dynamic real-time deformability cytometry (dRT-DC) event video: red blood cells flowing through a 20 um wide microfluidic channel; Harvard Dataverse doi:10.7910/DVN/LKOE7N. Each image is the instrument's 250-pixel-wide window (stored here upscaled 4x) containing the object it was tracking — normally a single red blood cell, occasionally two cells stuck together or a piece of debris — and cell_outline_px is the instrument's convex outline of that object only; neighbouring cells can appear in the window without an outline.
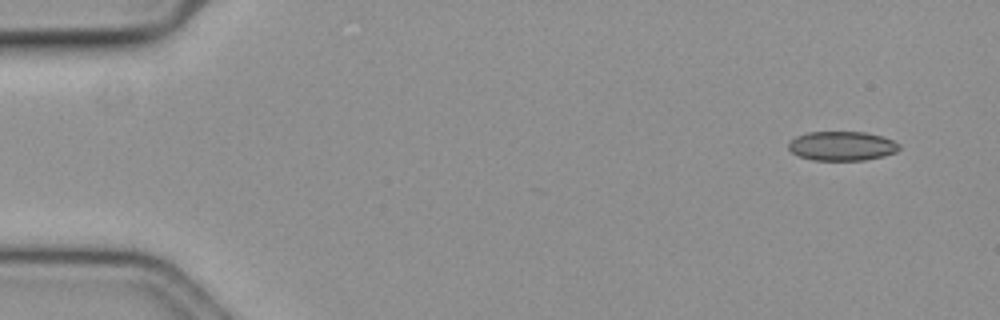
{"species": "common noctule bat (a hibernating species)", "species_latin": "Nyctalus noctula", "temperature_condition": "cold", "stored_images_in_passage": 52, "camera_frame_rate_fps": 3000, "um_per_image_px": 0.085, "animal": {"sex": "female", "body_mass_g": 19.3, "forearm_length_mm": 54.1}, "frame": {"image": 1, "passage_image": 1, "time_ms": 0.0, "image_size_px": [1000, 320], "cell_outline_px": [[900, 148], [896, 152], [884, 156], [864, 160], [812, 160], [800, 156], [792, 152], [788, 148], [788, 140], [796, 136], [808, 132], [864, 132], [884, 136], [900, 144]], "centroid_in_image_um": [71.56, 12.4], "position_along_channel_um": 13.4, "area_um2": 19.02}}
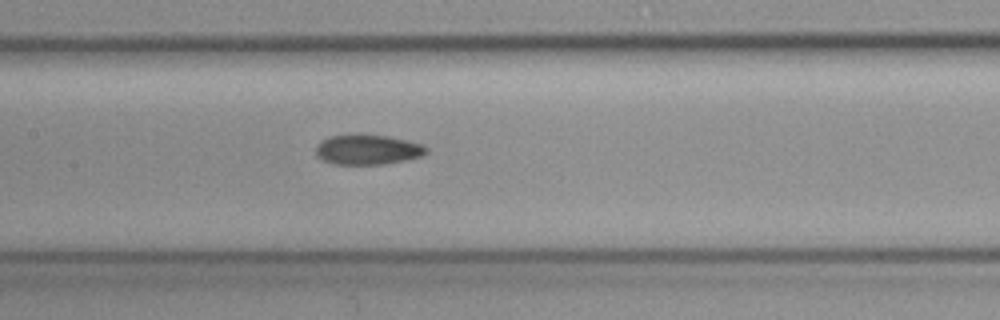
{"frame": {"image": 2, "passage_image": 25, "time_ms": 8.0, "image_size_px": [1000, 320], "cell_outline_px": [[428, 152], [420, 156], [404, 160], [384, 164], [332, 164], [316, 156], [316, 144], [328, 136], [388, 136], [420, 144], [428, 148]], "centroid_in_image_um": [31.22, 12.74], "position_along_channel_um": 176.2, "area_um2": 18.79}}
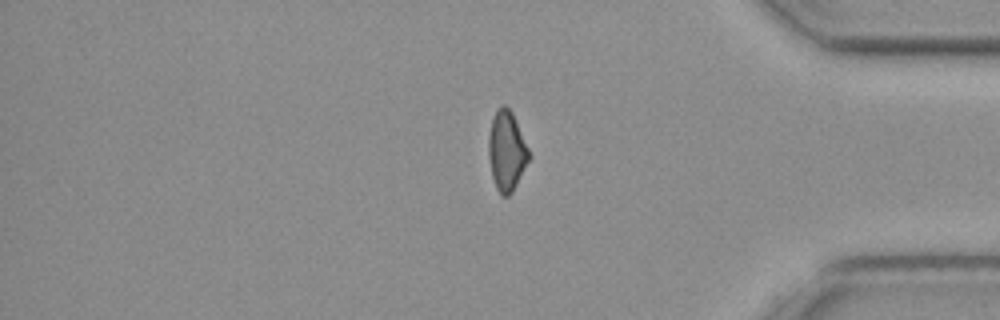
{"frame": {"image": 3, "passage_image": 45, "time_ms": 14.667, "image_size_px": [1000, 320], "cell_outline_px": [[532, 156], [512, 192], [508, 196], [500, 196], [496, 188], [492, 176], [488, 156], [488, 136], [492, 120], [496, 112], [504, 104], [512, 112]], "centroid_in_image_um": [43.07, 12.87], "position_along_channel_um": 392.1, "area_um2": 18.79}}